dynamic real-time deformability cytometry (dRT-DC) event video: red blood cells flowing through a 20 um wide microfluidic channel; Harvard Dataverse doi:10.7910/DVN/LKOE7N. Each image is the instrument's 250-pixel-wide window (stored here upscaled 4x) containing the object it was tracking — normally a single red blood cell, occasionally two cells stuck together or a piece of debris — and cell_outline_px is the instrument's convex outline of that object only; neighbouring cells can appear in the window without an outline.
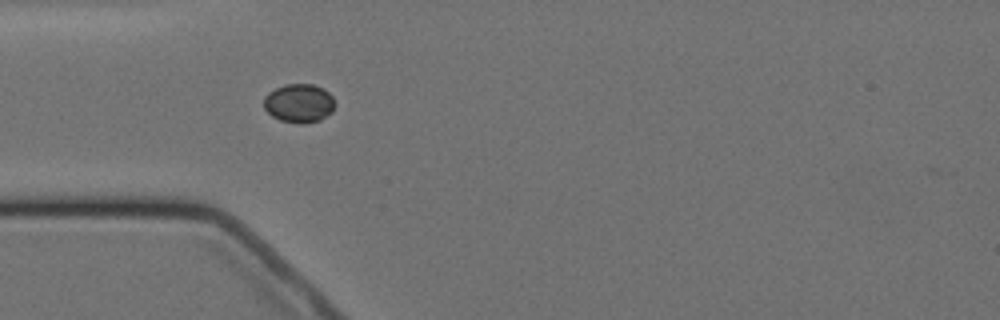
{"species": "Egyptian fruit bat (a non-hibernating species)", "species_latin": "Rousettus aegyptiacus", "temperature_condition": "cold", "stored_images_in_passage": 3, "camera_frame_rate_fps": 3000, "um_per_image_px": 0.085, "animal": {"sex": "female"}, "frame": {"image": 1, "passage_image": 1, "time_ms": 0.0, "image_size_px": [1000, 320], "cell_outline_px": [[336, 104], [332, 112], [320, 120], [304, 124], [300, 124], [280, 120], [272, 116], [264, 108], [264, 96], [268, 92], [284, 84], [312, 84], [324, 88], [332, 96]], "centroid_in_image_um": [25.43, 8.77], "position_along_channel_um": 59.6, "area_um2": 16.24}}
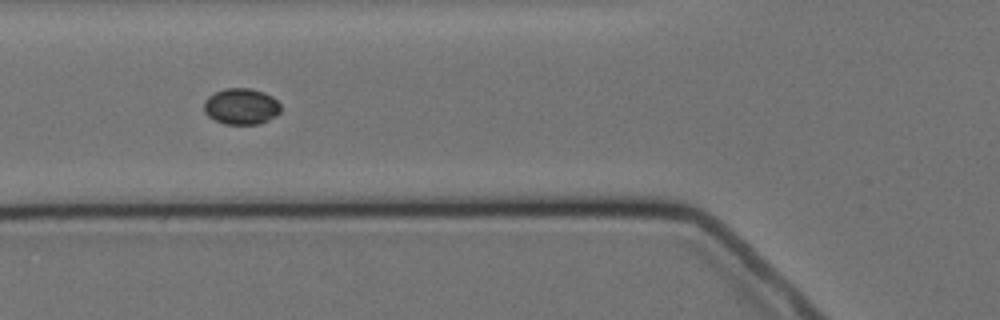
{"frame": {"image": 2, "passage_image": 2, "time_ms": 1.333, "image_size_px": [1000, 320], "cell_outline_px": [[280, 112], [276, 116], [260, 124], [224, 124], [208, 116], [204, 112], [204, 100], [208, 96], [224, 88], [252, 88], [264, 92], [272, 96], [280, 104]], "centroid_in_image_um": [20.5, 9.04], "position_along_channel_um": 105.3, "area_um2": 16.3}}
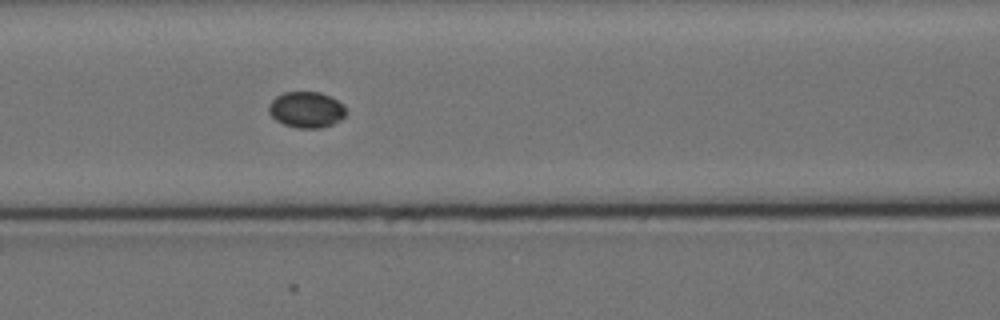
{"frame": {"image": 3, "passage_image": 3, "time_ms": 2.333, "image_size_px": [1000, 320], "cell_outline_px": [[348, 112], [340, 120], [332, 124], [320, 128], [296, 128], [284, 124], [276, 120], [268, 112], [268, 104], [276, 96], [284, 92], [320, 92], [344, 104]], "centroid_in_image_um": [26.04, 9.32], "position_along_channel_um": 140.6, "area_um2": 16.3}}